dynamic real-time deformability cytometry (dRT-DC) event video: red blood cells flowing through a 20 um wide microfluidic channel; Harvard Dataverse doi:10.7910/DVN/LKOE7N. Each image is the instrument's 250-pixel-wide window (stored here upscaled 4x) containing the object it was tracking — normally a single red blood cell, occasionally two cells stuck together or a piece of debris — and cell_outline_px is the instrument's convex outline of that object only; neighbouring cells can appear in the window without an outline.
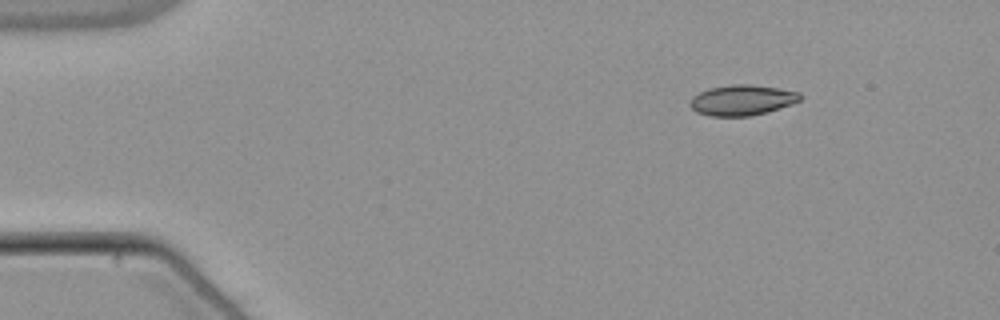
{"species": "common noctule bat (a hibernating species)", "species_latin": "Nyctalus noctula", "temperature_condition": "warm", "stored_images_in_passage": 47, "camera_frame_rate_fps": 3000, "um_per_image_px": 0.085, "animal": {"sex": "male", "body_mass_g": 21.5, "forearm_length_mm": 52.0}, "frame": {"image": 1, "passage_image": 1, "time_ms": 0.0, "image_size_px": [1000, 320], "cell_outline_px": [[800, 100], [792, 104], [768, 112], [752, 116], [712, 116], [696, 112], [688, 104], [692, 96], [708, 88], [732, 84], [752, 84], [780, 88], [800, 92]], "centroid_in_image_um": [63.07, 8.5], "position_along_channel_um": 21.9, "area_um2": 19.77}}
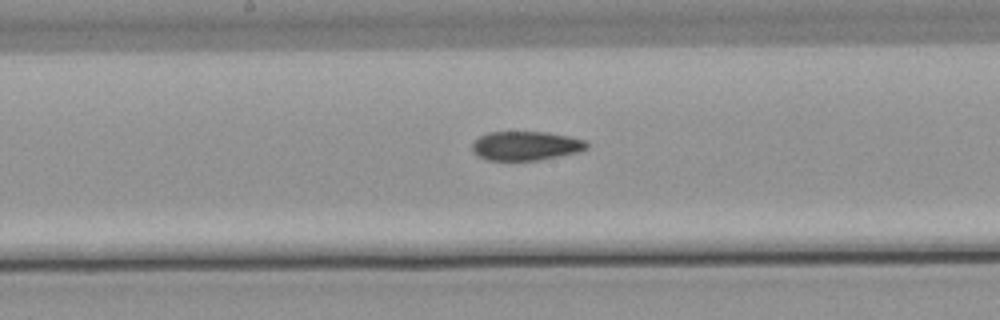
{"frame": {"image": 2, "passage_image": 22, "time_ms": 7.0, "image_size_px": [1000, 320], "cell_outline_px": [[588, 148], [580, 152], [540, 160], [488, 160], [476, 156], [472, 152], [472, 144], [480, 136], [488, 132], [548, 132], [568, 136], [584, 140], [588, 144]], "centroid_in_image_um": [44.69, 12.4], "position_along_channel_um": 203.5, "area_um2": 19.54}}
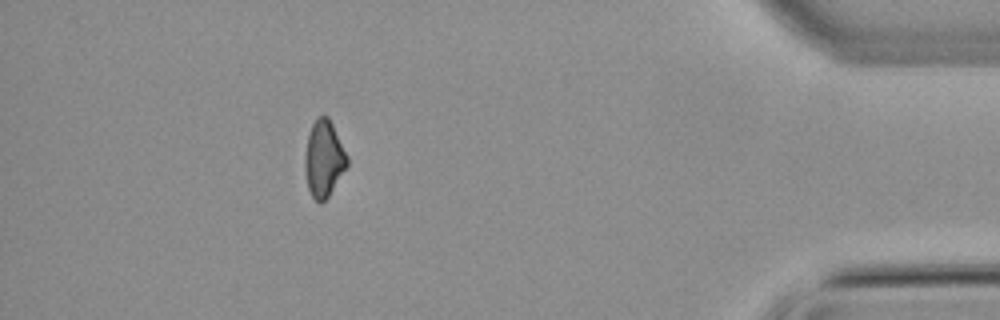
{"frame": {"image": 3, "passage_image": 42, "time_ms": 13.667, "image_size_px": [1000, 320], "cell_outline_px": [[348, 164], [328, 196], [320, 204], [312, 196], [308, 188], [304, 168], [304, 156], [308, 136], [312, 124], [316, 116], [328, 116], [348, 156]], "centroid_in_image_um": [27.51, 13.48], "position_along_channel_um": 407.7, "area_um2": 18.67}, "authors_computed_cell_mechanics": {"area_um2": 19.7676, "velocity_mm_per_s": 3.8476, "shape_relaxation_time_tau1_ms": 11.2539, "shape_relaxation_time_tau2_ms": 4.6503, "deformation_change_tau1": 0.2006, "deformation_change_tau2": 0.0948}}